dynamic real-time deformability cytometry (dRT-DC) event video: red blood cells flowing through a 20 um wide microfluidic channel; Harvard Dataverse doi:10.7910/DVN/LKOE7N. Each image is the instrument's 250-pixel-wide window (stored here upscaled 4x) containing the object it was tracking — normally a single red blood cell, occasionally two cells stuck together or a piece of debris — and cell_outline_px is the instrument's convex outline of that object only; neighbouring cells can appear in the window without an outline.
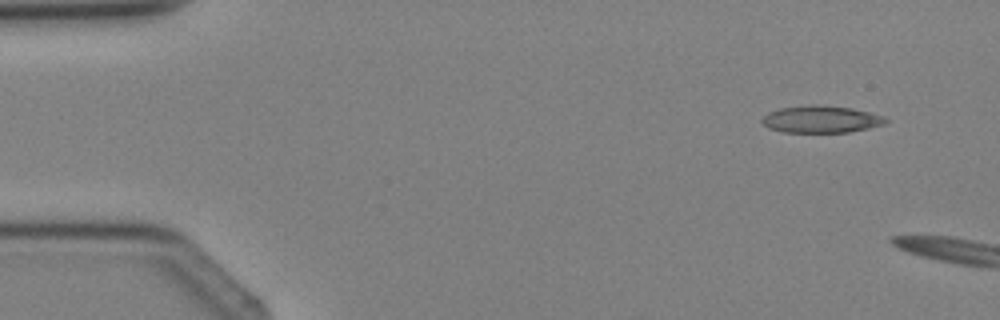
{"species": "Egyptian fruit bat (a non-hibernating species)", "species_latin": "Rousettus aegyptiacus", "temperature_condition": "cold", "stored_images_in_passage": 2, "camera_frame_rate_fps": 3000, "um_per_image_px": 0.085, "animal": {"sex": "female"}, "frame": {"image": 1, "passage_image": 1, "time_ms": 0.0, "image_size_px": [1000, 320], "cell_outline_px": [[888, 120], [884, 124], [868, 128], [848, 132], [784, 132], [768, 128], [760, 120], [768, 112], [780, 108], [804, 104], [820, 104], [852, 108], [884, 116]], "centroid_in_image_um": [69.76, 10.12], "position_along_channel_um": 15.2, "area_um2": 19.65}}